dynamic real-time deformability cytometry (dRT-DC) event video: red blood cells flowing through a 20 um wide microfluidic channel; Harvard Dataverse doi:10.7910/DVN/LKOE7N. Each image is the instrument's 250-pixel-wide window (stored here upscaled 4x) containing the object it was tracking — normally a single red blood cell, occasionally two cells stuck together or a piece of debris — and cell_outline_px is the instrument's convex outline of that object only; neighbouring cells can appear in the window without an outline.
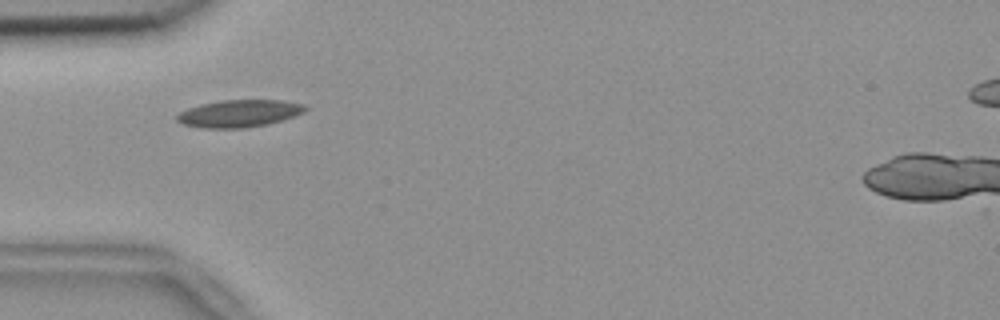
{"species": "common noctule bat (a hibernating species)", "species_latin": "Nyctalus noctula", "temperature_condition": "room temperature", "stored_images_in_passage": 47, "camera_frame_rate_fps": 3000, "um_per_image_px": 0.085, "animal": {"sex": "female", "body_mass_g": 18.4}, "frame": {"image": 1, "passage_image": 9, "time_ms": 2.667, "image_size_px": [1000, 320], "cell_outline_px": [[308, 108], [304, 112], [296, 116], [284, 120], [268, 124], [244, 128], [204, 128], [184, 124], [176, 120], [176, 116], [180, 112], [188, 108], [200, 104], [220, 100], [280, 100], [304, 104]], "centroid_in_image_um": [20.36, 9.64], "position_along_channel_um": 64.6, "area_um2": 20.52}}
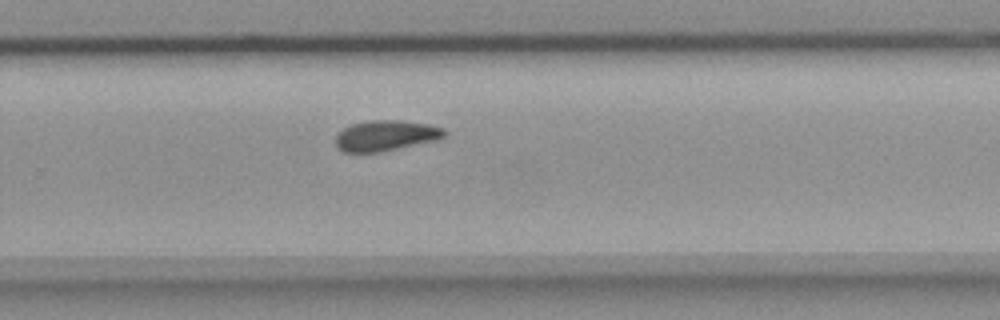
{"frame": {"image": 2, "passage_image": 28, "time_ms": 9.0, "image_size_px": [1000, 320], "cell_outline_px": [[448, 132], [440, 140], [380, 152], [344, 152], [336, 144], [336, 136], [344, 128], [352, 124], [372, 120], [400, 120], [428, 124], [444, 128]], "centroid_in_image_um": [32.86, 11.52], "position_along_channel_um": 296.9, "area_um2": 19.42}}
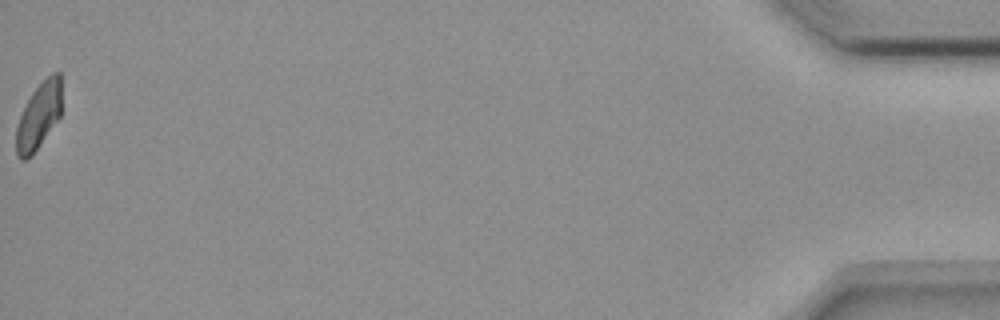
{"frame": {"image": 3, "passage_image": 47, "time_ms": 15.333, "image_size_px": [1000, 320], "cell_outline_px": [[60, 116], [36, 148], [24, 160], [20, 160], [16, 156], [16, 124], [32, 92], [52, 72], [60, 72]], "centroid_in_image_um": [3.26, 9.84], "position_along_channel_um": 431.9, "area_um2": 16.94}, "authors_computed_cell_mechanics": {"area_um2": 19.4208, "velocity_mm_per_s": 3.7017, "shape_relaxation_time_tau1_ms": 8.1076, "shape_relaxation_time_tau2_ms": null, "deformation_change_tau1": 0.1516, "deformation_change_tau2": null}}